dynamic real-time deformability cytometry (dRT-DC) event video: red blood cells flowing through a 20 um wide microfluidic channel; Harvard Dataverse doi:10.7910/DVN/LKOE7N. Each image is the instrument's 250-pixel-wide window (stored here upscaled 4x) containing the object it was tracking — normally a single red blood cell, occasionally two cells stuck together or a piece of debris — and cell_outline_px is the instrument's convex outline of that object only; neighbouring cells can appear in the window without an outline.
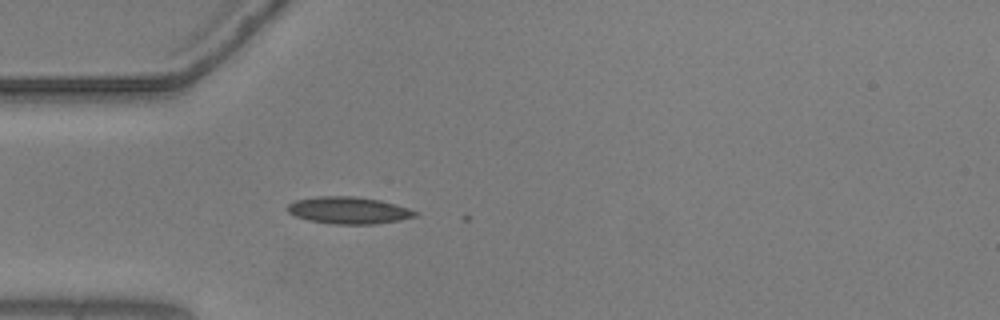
{"species": "common noctule bat (a hibernating species)", "species_latin": "Nyctalus noctula", "temperature_condition": "warm", "stored_images_in_passage": 6, "camera_frame_rate_fps": 3000, "um_per_image_px": 0.085, "animal": {"sex": "male", "body_mass_g": 20.5, "forearm_length_mm": 52.5}, "frame": {"image": 1, "passage_image": 2, "time_ms": 0.333, "image_size_px": [1000, 320], "cell_outline_px": [[420, 212], [416, 216], [400, 220], [376, 224], [332, 224], [308, 220], [296, 216], [288, 212], [284, 208], [288, 204], [296, 200], [320, 196], [352, 196], [380, 200], [396, 204]], "centroid_in_image_um": [29.63, 17.88], "position_along_channel_um": 55.4, "area_um2": 20.17}}